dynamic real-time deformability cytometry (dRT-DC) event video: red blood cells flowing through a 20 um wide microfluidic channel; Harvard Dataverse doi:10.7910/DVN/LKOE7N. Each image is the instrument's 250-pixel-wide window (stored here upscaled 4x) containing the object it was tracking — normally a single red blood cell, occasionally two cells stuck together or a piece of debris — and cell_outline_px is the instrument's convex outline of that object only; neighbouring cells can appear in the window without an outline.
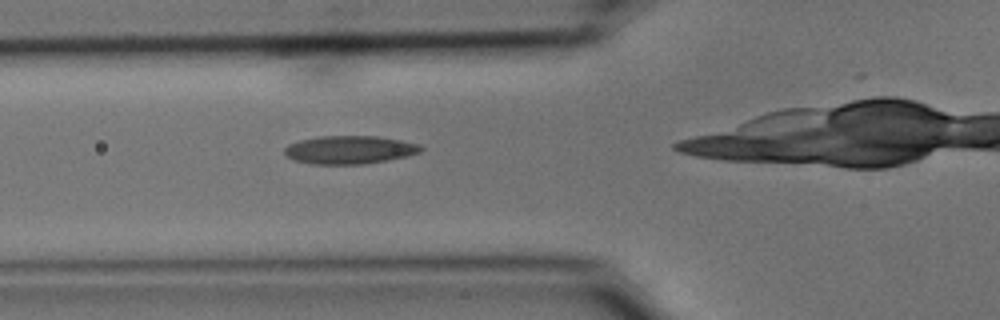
{"species": "common noctule bat (a hibernating species)", "species_latin": "Nyctalus noctula", "temperature_condition": "cold", "stored_images_in_passage": 28, "camera_frame_rate_fps": 3000, "um_per_image_px": 0.085, "animal": {"sex": "male", "body_mass_g": 15.6}, "frame": {"image": 1, "passage_image": 3, "time_ms": 0.667, "image_size_px": [1000, 320], "cell_outline_px": [[424, 148], [420, 152], [408, 156], [388, 160], [364, 164], [312, 164], [296, 160], [288, 156], [284, 152], [284, 148], [288, 144], [300, 140], [320, 136], [376, 136], [400, 140], [420, 144]], "centroid_in_image_um": [29.74, 12.73], "position_along_channel_um": 96.1, "area_um2": 22.37}}
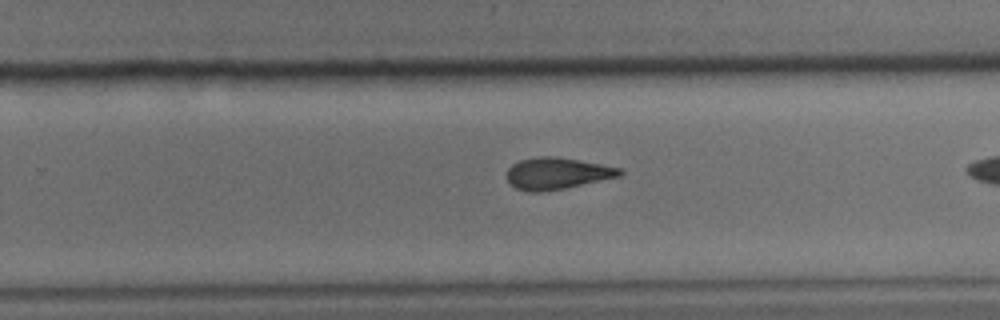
{"frame": {"image": 2, "passage_image": 18, "time_ms": 5.667, "image_size_px": [1000, 320], "cell_outline_px": [[624, 172], [620, 176], [564, 188], [544, 192], [528, 192], [516, 188], [508, 180], [508, 168], [512, 164], [520, 160], [540, 156], [556, 156], [600, 164], [620, 168]], "centroid_in_image_um": [47.34, 14.74], "position_along_channel_um": 282.5, "area_um2": 20.63}}
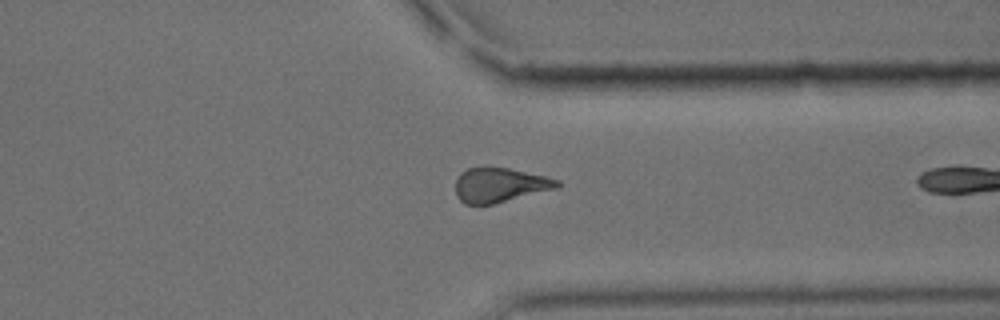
{"frame": {"image": 3, "passage_image": 25, "time_ms": 8.0, "image_size_px": [1000, 320], "cell_outline_px": [[560, 188], [492, 204], [464, 204], [456, 196], [456, 180], [460, 172], [468, 168], [508, 168], [548, 176], [560, 180]], "centroid_in_image_um": [42.53, 15.73], "position_along_channel_um": 368.9, "area_um2": 20.52}}